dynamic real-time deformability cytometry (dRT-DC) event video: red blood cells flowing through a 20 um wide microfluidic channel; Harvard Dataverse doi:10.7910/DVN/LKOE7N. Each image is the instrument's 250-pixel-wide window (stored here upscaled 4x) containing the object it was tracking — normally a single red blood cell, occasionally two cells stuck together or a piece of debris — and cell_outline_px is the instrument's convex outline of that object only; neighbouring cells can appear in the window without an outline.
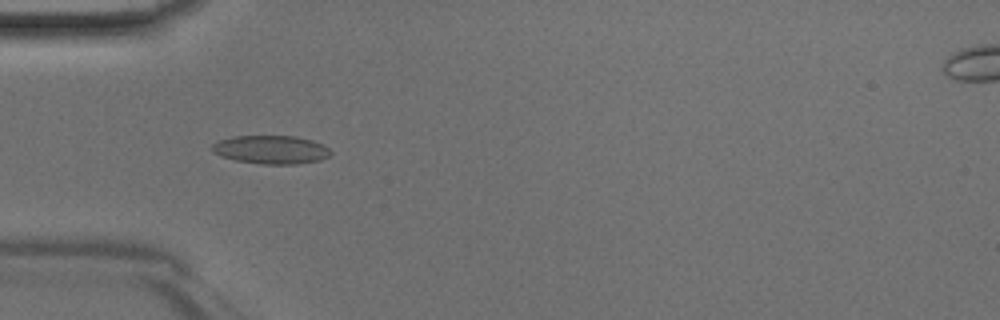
{"species": "Egyptian fruit bat (a non-hibernating species)", "species_latin": "Rousettus aegyptiacus", "temperature_condition": "room temperature", "stored_images_in_passage": 47, "camera_frame_rate_fps": 3000, "um_per_image_px": 0.085, "animal": {"sex": "male"}, "frame": {"image": 1, "passage_image": 15, "time_ms": 4.667, "image_size_px": [1000, 320], "cell_outline_px": [[332, 152], [328, 156], [320, 160], [296, 164], [264, 164], [236, 160], [220, 156], [212, 152], [212, 144], [220, 140], [232, 136], [296, 136], [312, 140], [324, 144]], "centroid_in_image_um": [23.04, 12.71], "position_along_channel_um": 62.0, "area_um2": 19.65}}
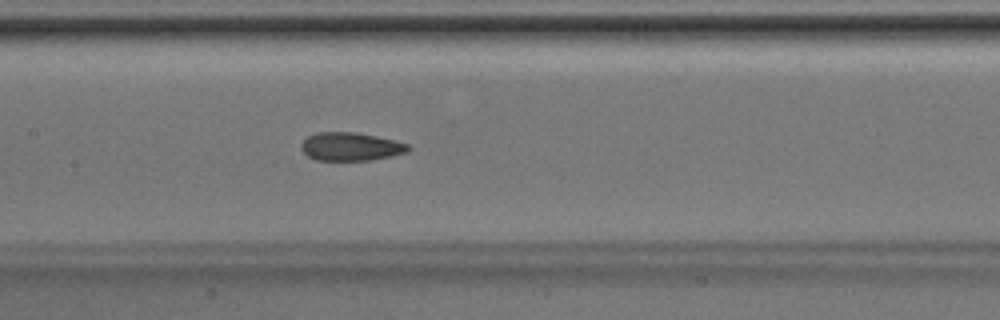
{"frame": {"image": 2, "passage_image": 23, "time_ms": 7.333, "image_size_px": [1000, 320], "cell_outline_px": [[412, 148], [408, 152], [392, 156], [368, 160], [316, 160], [308, 156], [300, 148], [300, 144], [308, 136], [316, 132], [356, 132], [396, 140], [408, 144]], "centroid_in_image_um": [29.83, 12.45], "position_along_channel_um": 177.6, "area_um2": 17.74}}
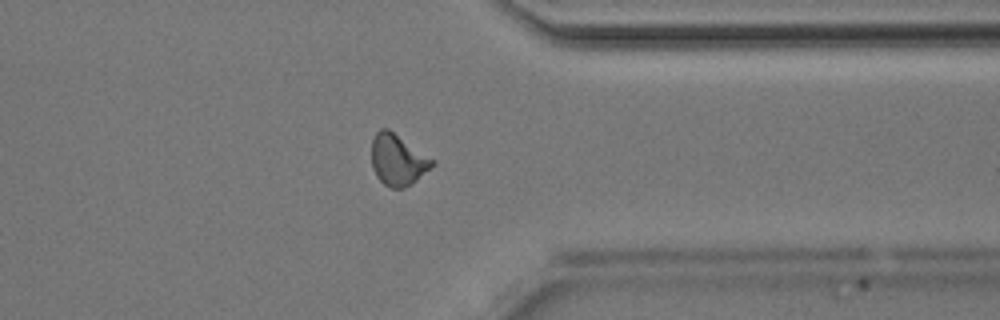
{"frame": {"image": 3, "passage_image": 37, "time_ms": 12.0, "image_size_px": [1000, 320], "cell_outline_px": [[436, 164], [412, 184], [404, 188], [392, 188], [384, 184], [376, 176], [372, 168], [372, 140], [376, 132], [380, 128], [388, 128], [436, 160]], "centroid_in_image_um": [33.83, 13.58], "position_along_channel_um": 377.6, "area_um2": 18.32}}